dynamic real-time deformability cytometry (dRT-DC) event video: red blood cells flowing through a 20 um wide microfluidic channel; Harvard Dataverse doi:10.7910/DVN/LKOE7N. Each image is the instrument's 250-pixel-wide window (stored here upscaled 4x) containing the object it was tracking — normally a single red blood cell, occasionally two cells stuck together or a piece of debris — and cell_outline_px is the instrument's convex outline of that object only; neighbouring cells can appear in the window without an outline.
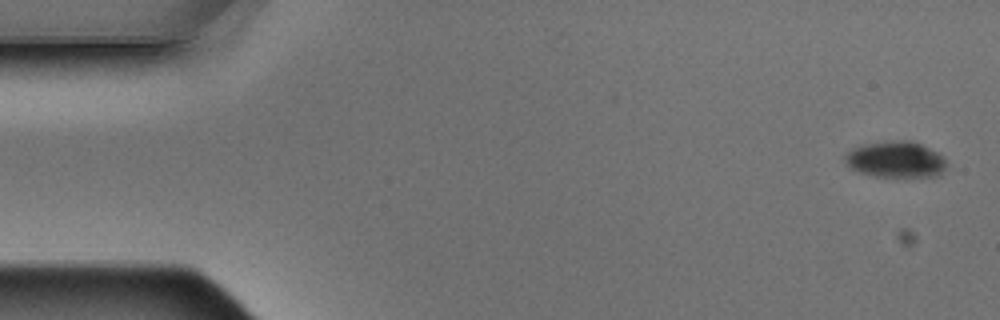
{"species": "Egyptian fruit bat (a non-hibernating species)", "species_latin": "Rousettus aegyptiacus", "temperature_condition": "warm", "stored_images_in_passage": 5, "camera_frame_rate_fps": 3000, "um_per_image_px": 0.085, "animal": {"sex": "male"}, "frame": {"image": 1, "passage_image": 1, "time_ms": 0.0, "image_size_px": [1000, 320], "cell_outline_px": [[948, 164], [940, 176], [876, 176], [860, 172], [852, 168], [844, 160], [844, 156], [852, 148], [864, 144], [892, 140], [912, 140], [944, 156]], "centroid_in_image_um": [76.17, 13.54], "position_along_channel_um": 8.8, "area_um2": 21.39}}
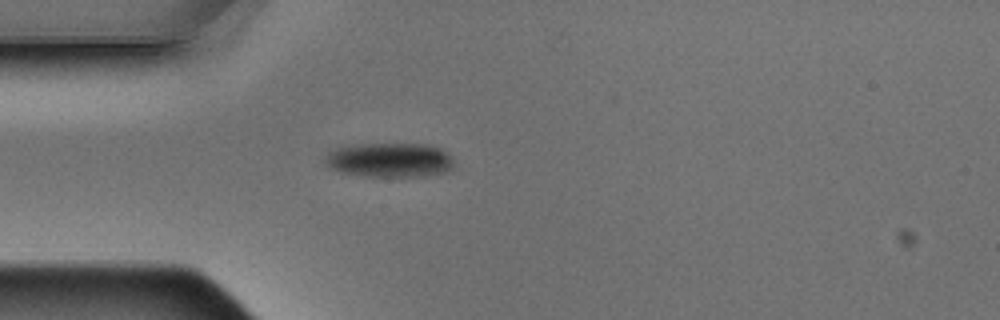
{"frame": {"image": 2, "passage_image": 5, "time_ms": 1.333, "image_size_px": [1000, 320], "cell_outline_px": [[452, 164], [444, 172], [428, 176], [364, 176], [340, 172], [324, 164], [324, 156], [328, 152], [336, 148], [356, 144], [428, 144], [440, 148], [448, 152], [452, 156]], "centroid_in_image_um": [33.08, 13.59], "position_along_channel_um": 51.9, "area_um2": 25.89}}